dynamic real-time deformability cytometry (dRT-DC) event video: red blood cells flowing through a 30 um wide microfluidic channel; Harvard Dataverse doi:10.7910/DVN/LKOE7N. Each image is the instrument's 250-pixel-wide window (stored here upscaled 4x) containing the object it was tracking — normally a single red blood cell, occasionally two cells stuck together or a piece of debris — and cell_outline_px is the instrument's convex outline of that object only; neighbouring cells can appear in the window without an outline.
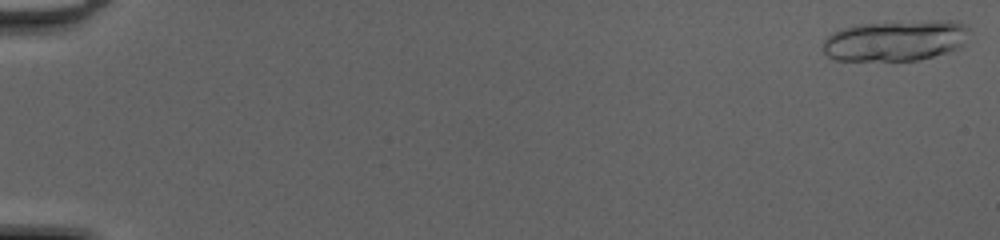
{"species": "common noctule bat (a hibernating species)", "species_latin": "Nyctalus noctula", "temperature_condition": "cold", "stored_images_in_passage": 21, "camera_frame_rate_fps": 3000, "um_per_image_px": 0.085, "animal": {"sex": "female", "body_mass_g": 20.0, "forearm_length_mm": 54.0}, "frame": {"image": 1, "passage_image": 1, "time_ms": 0.0, "image_size_px": [1000, 240], "cell_outline_px": [[968, 28], [964, 44], [960, 48], [932, 56], [916, 60], [836, 60], [828, 56], [824, 52], [824, 40], [832, 32], [840, 28], [856, 24], [948, 20], [956, 20], [964, 24]], "centroid_in_image_um": [76.1, 3.44], "position_along_channel_um": 8.9, "area_um2": 34.56}}